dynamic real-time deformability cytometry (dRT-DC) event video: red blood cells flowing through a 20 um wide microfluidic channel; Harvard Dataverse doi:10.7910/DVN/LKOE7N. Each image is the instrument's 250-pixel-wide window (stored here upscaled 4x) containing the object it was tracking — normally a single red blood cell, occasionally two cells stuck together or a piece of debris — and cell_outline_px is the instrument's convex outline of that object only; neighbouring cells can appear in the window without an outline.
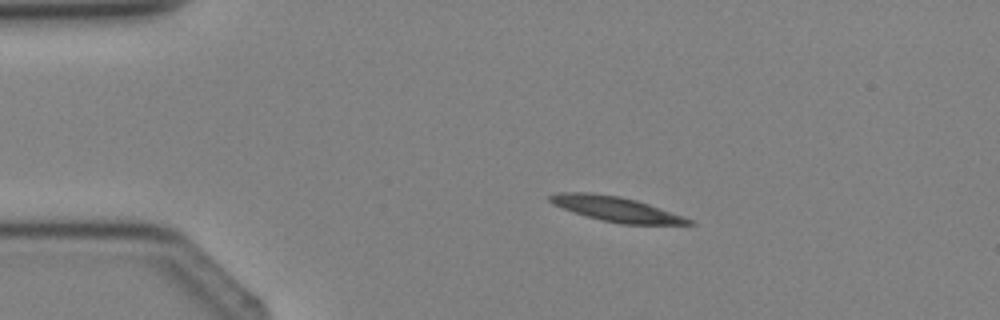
{"species": "Egyptian fruit bat (a non-hibernating species)", "species_latin": "Rousettus aegyptiacus", "temperature_condition": "cold", "stored_images_in_passage": 5, "camera_frame_rate_fps": 3000, "um_per_image_px": 0.085, "animal": {"sex": "female"}, "frame": {"image": 1, "passage_image": 3, "time_ms": 2.333, "image_size_px": [1000, 320], "cell_outline_px": [[696, 224], [620, 224], [588, 216], [552, 204], [548, 200], [548, 196], [560, 192], [592, 192], [620, 196], [636, 200], [684, 216], [692, 220]], "centroid_in_image_um": [52.37, 17.75], "position_along_channel_um": 32.6, "area_um2": 19.83}}